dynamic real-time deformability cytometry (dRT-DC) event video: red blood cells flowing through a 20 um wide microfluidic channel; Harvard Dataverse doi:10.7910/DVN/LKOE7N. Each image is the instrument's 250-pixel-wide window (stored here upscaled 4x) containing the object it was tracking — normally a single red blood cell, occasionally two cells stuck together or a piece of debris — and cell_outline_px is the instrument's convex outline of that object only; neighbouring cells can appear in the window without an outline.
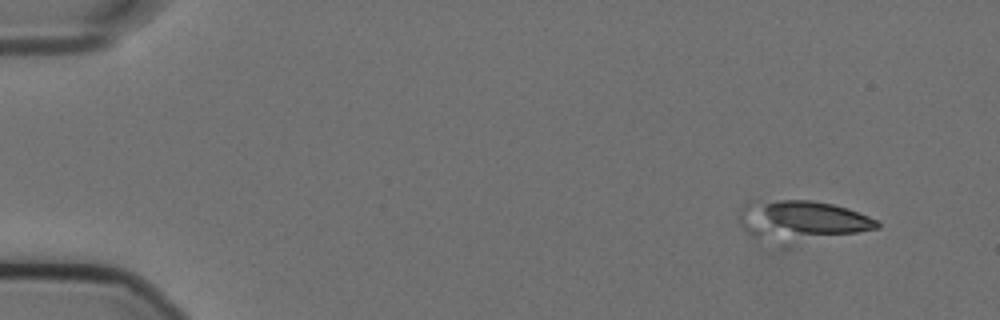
{"species": "Egyptian fruit bat (a non-hibernating species)", "species_latin": "Rousettus aegyptiacus", "temperature_condition": "cold", "stored_images_in_passage": 31, "camera_frame_rate_fps": 3000, "um_per_image_px": 0.085, "animal": {"sex": "female"}, "frame": {"image": 1, "passage_image": 11, "time_ms": 3.333, "image_size_px": [1000, 320], "cell_outline_px": [[880, 228], [788, 248], [780, 248], [756, 240], [740, 224], [740, 208], [748, 200], [812, 200], [832, 204], [848, 208], [880, 220]], "centroid_in_image_um": [68.11, 18.85], "position_along_channel_um": 16.9, "area_um2": 34.91}}
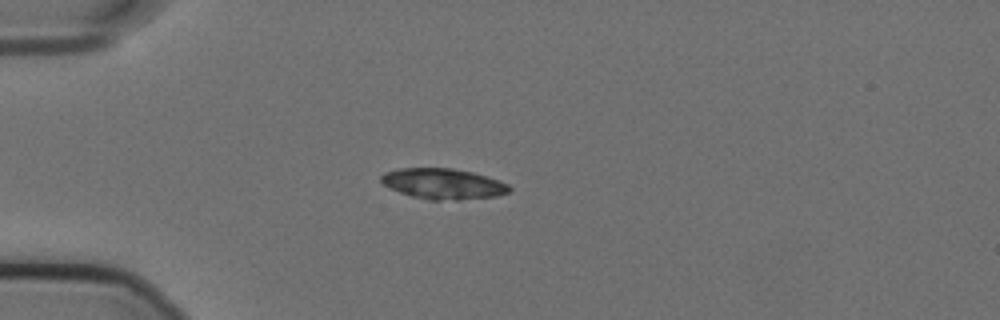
{"frame": {"image": 2, "passage_image": 22, "time_ms": 7.0, "image_size_px": [1000, 320], "cell_outline_px": [[512, 188], [508, 192], [496, 196], [460, 200], [428, 200], [412, 196], [400, 192], [384, 184], [380, 180], [380, 176], [384, 172], [400, 168], [452, 168], [472, 172], [508, 184]], "centroid_in_image_um": [37.65, 15.62], "position_along_channel_um": 47.3, "area_um2": 22.72}}
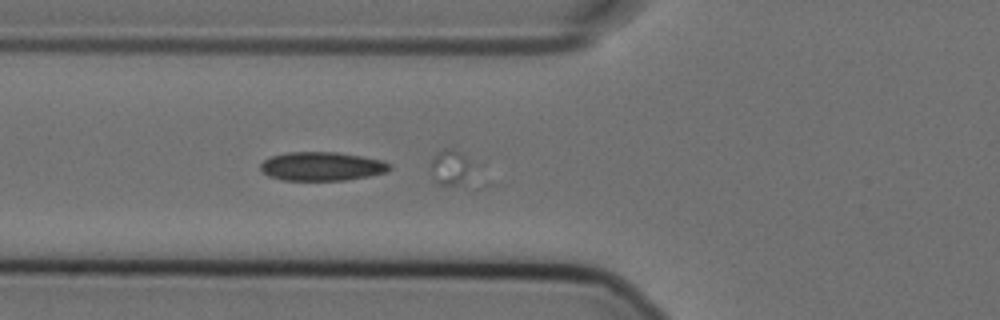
{"frame": {"image": 3, "passage_image": 28, "time_ms": 9.0, "image_size_px": [1000, 320], "cell_outline_px": [[392, 168], [388, 172], [368, 176], [344, 180], [284, 180], [268, 176], [260, 172], [260, 164], [264, 160], [272, 156], [288, 152], [336, 152], [384, 160], [392, 164]], "centroid_in_image_um": [27.37, 14.14], "position_along_channel_um": 98.4, "area_um2": 21.79}}